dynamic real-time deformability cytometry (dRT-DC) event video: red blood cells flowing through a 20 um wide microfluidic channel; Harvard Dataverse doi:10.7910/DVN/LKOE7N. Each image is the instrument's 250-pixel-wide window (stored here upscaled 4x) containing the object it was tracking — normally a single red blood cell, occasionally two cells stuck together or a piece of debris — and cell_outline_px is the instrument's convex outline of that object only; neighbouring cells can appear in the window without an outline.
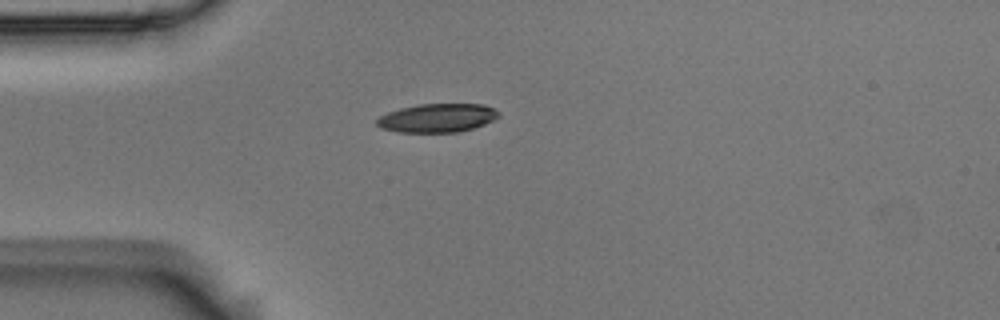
{"species": "Egyptian fruit bat (a non-hibernating species)", "species_latin": "Rousettus aegyptiacus", "temperature_condition": "room temperature", "stored_images_in_passage": 41, "camera_frame_rate_fps": 3000, "um_per_image_px": 0.085, "animal": {"sex": "male"}, "frame": {"image": 1, "passage_image": 1, "time_ms": 0.0, "image_size_px": [1000, 320], "cell_outline_px": [[500, 116], [484, 124], [460, 132], [396, 132], [380, 128], [376, 124], [376, 120], [380, 116], [388, 112], [400, 108], [420, 104], [484, 104], [500, 112]], "centroid_in_image_um": [37.15, 10.03], "position_along_channel_um": 47.8, "area_um2": 20.35}}
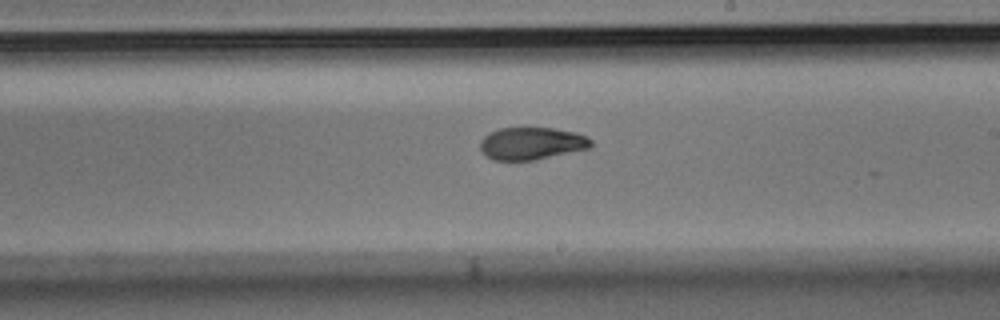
{"frame": {"image": 2, "passage_image": 18, "time_ms": 5.667, "image_size_px": [1000, 320], "cell_outline_px": [[592, 144], [588, 148], [536, 160], [492, 160], [480, 148], [480, 140], [488, 132], [500, 128], [552, 128], [576, 132], [588, 136], [592, 140]], "centroid_in_image_um": [45.19, 12.18], "position_along_channel_um": 243.8, "area_um2": 20.92}}
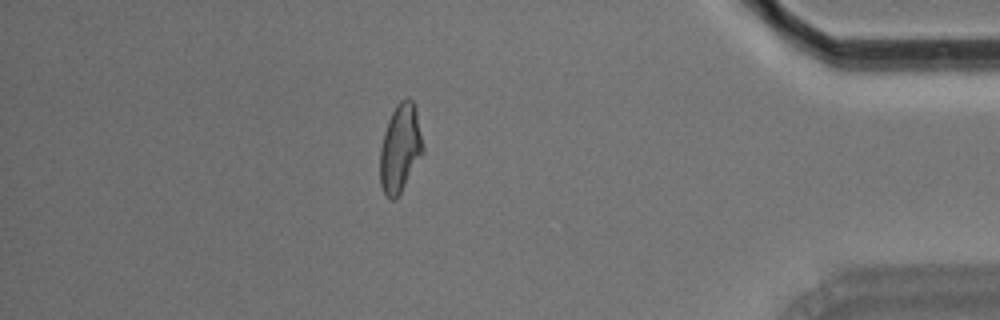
{"frame": {"image": 3, "passage_image": 34, "time_ms": 11.0, "image_size_px": [1000, 320], "cell_outline_px": [[424, 152], [400, 192], [392, 200], [384, 192], [380, 184], [380, 148], [384, 132], [388, 120], [396, 104], [400, 100], [408, 96], [412, 100], [416, 108], [424, 148]], "centroid_in_image_um": [34.02, 12.54], "position_along_channel_um": 401.2, "area_um2": 21.91}, "authors_computed_cell_mechanics": {"area_um2": 21.7906, "velocity_mm_per_s": 3.6928, "shape_relaxation_time_tau1_ms": 5.9437, "shape_relaxation_time_tau2_ms": 2.5556, "deformation_change_tau1": 0.1784, "deformation_change_tau2": 0.0771}}